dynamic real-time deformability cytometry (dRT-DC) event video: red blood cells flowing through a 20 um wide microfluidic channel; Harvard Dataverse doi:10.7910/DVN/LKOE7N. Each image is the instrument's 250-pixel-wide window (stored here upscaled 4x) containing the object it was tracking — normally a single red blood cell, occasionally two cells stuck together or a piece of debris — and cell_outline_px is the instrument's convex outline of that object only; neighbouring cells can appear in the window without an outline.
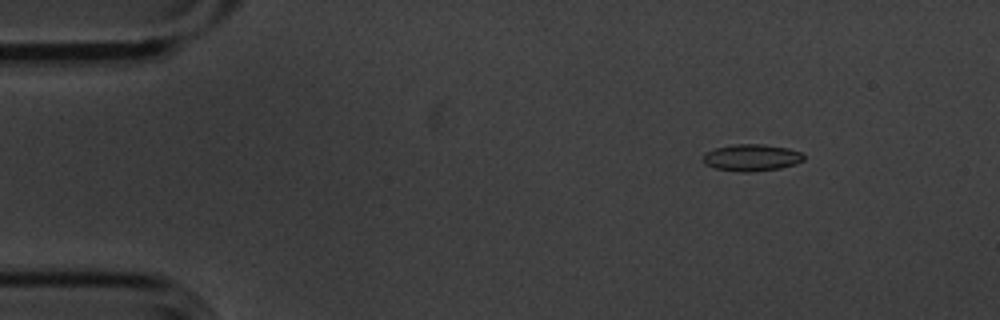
{"species": "common noctule bat (a hibernating species)", "species_latin": "Nyctalus noctula", "temperature_condition": "cold", "stored_images_in_passage": 3, "camera_frame_rate_fps": 3000, "um_per_image_px": 0.085, "animal": {"sex": "male", "body_mass_g": 20.1, "forearm_length_mm": 53.5}, "frame": {"image": 1, "passage_image": 1, "time_ms": 0.0, "image_size_px": [1000, 320], "cell_outline_px": [[804, 160], [796, 164], [780, 168], [752, 172], [740, 172], [716, 168], [704, 164], [700, 160], [704, 152], [716, 148], [732, 144], [764, 144], [788, 148], [800, 152], [804, 156]], "centroid_in_image_um": [63.84, 13.4], "position_along_channel_um": 21.2, "area_um2": 15.95}}